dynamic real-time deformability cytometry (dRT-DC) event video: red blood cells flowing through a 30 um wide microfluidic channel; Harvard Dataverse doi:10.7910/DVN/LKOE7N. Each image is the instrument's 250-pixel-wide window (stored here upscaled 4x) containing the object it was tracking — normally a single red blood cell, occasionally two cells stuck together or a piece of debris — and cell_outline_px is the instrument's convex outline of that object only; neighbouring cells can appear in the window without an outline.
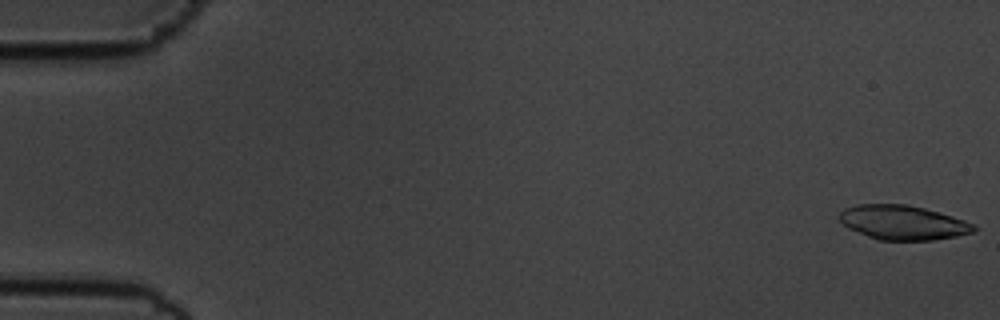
{"species": "common noctule bat (a hibernating species)", "species_latin": "Nyctalus noctula", "temperature_condition": "cold", "stored_images_in_passage": 54, "camera_frame_rate_fps": 3000, "um_per_image_px": 0.085, "animal": {"sex": "male", "body_mass_g": 19.5, "forearm_length_mm": 54.6}, "frame": {"image": 1, "passage_image": 1, "time_ms": 0.0, "image_size_px": [1000, 320], "cell_outline_px": [[976, 228], [972, 232], [956, 236], [932, 240], [880, 240], [868, 236], [848, 228], [836, 216], [844, 208], [856, 204], [908, 204], [924, 208], [952, 216], [964, 220], [972, 224]], "centroid_in_image_um": [76.69, 18.9], "position_along_channel_um": 8.3, "area_um2": 26.82}}